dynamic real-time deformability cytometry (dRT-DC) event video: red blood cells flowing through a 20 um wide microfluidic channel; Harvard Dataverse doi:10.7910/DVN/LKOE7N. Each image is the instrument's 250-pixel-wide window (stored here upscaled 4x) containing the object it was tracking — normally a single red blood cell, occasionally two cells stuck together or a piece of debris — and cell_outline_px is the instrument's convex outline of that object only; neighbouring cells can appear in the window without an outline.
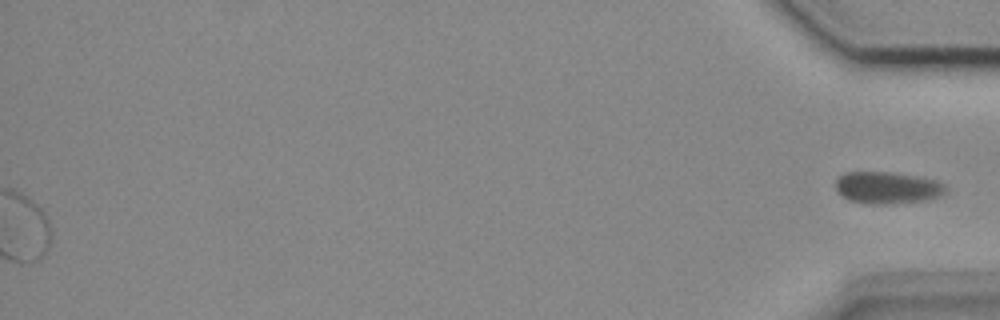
{"species": "common noctule bat (a hibernating species)", "species_latin": "Nyctalus noctula", "temperature_condition": "cold", "stored_images_in_passage": 43, "segment_of_instrument_passage": [2, 2], "camera_frame_rate_fps": 3000, "um_per_image_px": 0.085, "animal": {"sex": "female", "body_mass_g": 18.4}, "frame": {"image": 1, "passage_image": 43, "time_ms": 14.0, "image_size_px": [1000, 320], "cell_outline_px": [[948, 192], [932, 200], [884, 204], [872, 204], [848, 200], [840, 196], [836, 188], [836, 180], [844, 172], [888, 172], [916, 176], [936, 180], [944, 184], [948, 188]], "centroid_in_image_um": [75.46, 15.96], "position_along_channel_um": 359.7, "area_um2": 20.75}}